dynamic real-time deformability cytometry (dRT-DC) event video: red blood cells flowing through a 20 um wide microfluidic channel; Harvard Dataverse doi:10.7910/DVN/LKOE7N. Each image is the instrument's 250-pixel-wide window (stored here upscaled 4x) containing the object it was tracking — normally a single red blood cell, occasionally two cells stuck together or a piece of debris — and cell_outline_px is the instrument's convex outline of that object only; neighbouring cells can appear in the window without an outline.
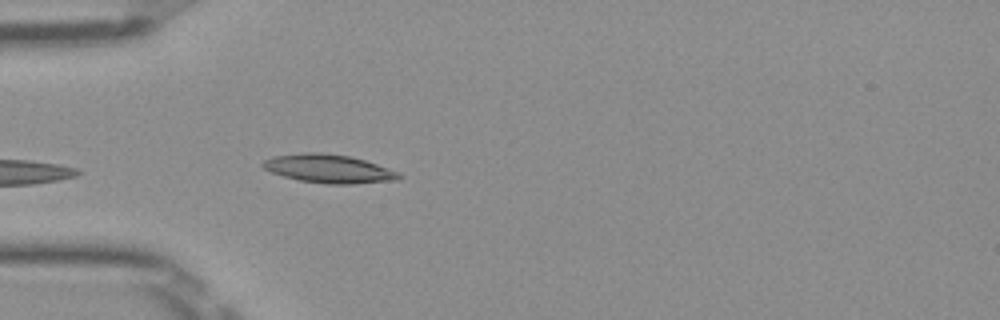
{"species": "Egyptian fruit bat (a non-hibernating species)", "species_latin": "Rousettus aegyptiacus", "temperature_condition": "room temperature", "stored_images_in_passage": 35, "camera_frame_rate_fps": 3000, "um_per_image_px": 0.085, "frame": {"image": 1, "passage_image": 1, "time_ms": 0.0, "image_size_px": [1000, 320], "cell_outline_px": [[404, 176], [400, 180], [352, 184], [328, 184], [300, 180], [284, 176], [272, 172], [264, 168], [260, 164], [264, 160], [272, 156], [304, 152], [320, 152], [348, 156], [364, 160], [400, 172]], "centroid_in_image_um": [27.97, 14.34], "position_along_channel_um": 57.0, "area_um2": 22.66}, "authors_computed_cell_mechanics": {"area_um2": 19.074, "velocity_mm_per_s": 3.9309, "shape_relaxation_time_tau1_ms": 1.1932, "shape_relaxation_time_tau2_ms": 1.8079, "deformation_change_tau1": 0.0538, "deformation_change_tau2": 0.0541}}